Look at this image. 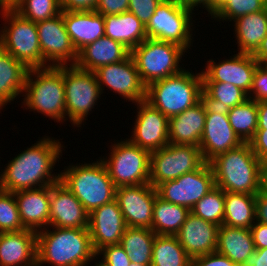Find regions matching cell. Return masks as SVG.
<instances>
[{"label": "cell", "mask_w": 267, "mask_h": 266, "mask_svg": "<svg viewBox=\"0 0 267 266\" xmlns=\"http://www.w3.org/2000/svg\"><path fill=\"white\" fill-rule=\"evenodd\" d=\"M262 190L267 193V165L262 168Z\"/></svg>", "instance_id": "55"}, {"label": "cell", "mask_w": 267, "mask_h": 266, "mask_svg": "<svg viewBox=\"0 0 267 266\" xmlns=\"http://www.w3.org/2000/svg\"><path fill=\"white\" fill-rule=\"evenodd\" d=\"M207 103L204 99L181 114L169 118V143L199 147L206 121Z\"/></svg>", "instance_id": "25"}, {"label": "cell", "mask_w": 267, "mask_h": 266, "mask_svg": "<svg viewBox=\"0 0 267 266\" xmlns=\"http://www.w3.org/2000/svg\"><path fill=\"white\" fill-rule=\"evenodd\" d=\"M202 99V73L191 69H183L146 87V101L168 118L181 114Z\"/></svg>", "instance_id": "5"}, {"label": "cell", "mask_w": 267, "mask_h": 266, "mask_svg": "<svg viewBox=\"0 0 267 266\" xmlns=\"http://www.w3.org/2000/svg\"><path fill=\"white\" fill-rule=\"evenodd\" d=\"M225 192L215 187L203 196L190 210L192 214L218 226L223 225Z\"/></svg>", "instance_id": "38"}, {"label": "cell", "mask_w": 267, "mask_h": 266, "mask_svg": "<svg viewBox=\"0 0 267 266\" xmlns=\"http://www.w3.org/2000/svg\"><path fill=\"white\" fill-rule=\"evenodd\" d=\"M191 262L176 236H155L151 266H188Z\"/></svg>", "instance_id": "35"}, {"label": "cell", "mask_w": 267, "mask_h": 266, "mask_svg": "<svg viewBox=\"0 0 267 266\" xmlns=\"http://www.w3.org/2000/svg\"><path fill=\"white\" fill-rule=\"evenodd\" d=\"M188 266H196L193 262H191Z\"/></svg>", "instance_id": "63"}, {"label": "cell", "mask_w": 267, "mask_h": 266, "mask_svg": "<svg viewBox=\"0 0 267 266\" xmlns=\"http://www.w3.org/2000/svg\"><path fill=\"white\" fill-rule=\"evenodd\" d=\"M43 67L75 65L78 52L74 48L63 20V11L54 18L36 22Z\"/></svg>", "instance_id": "14"}, {"label": "cell", "mask_w": 267, "mask_h": 266, "mask_svg": "<svg viewBox=\"0 0 267 266\" xmlns=\"http://www.w3.org/2000/svg\"><path fill=\"white\" fill-rule=\"evenodd\" d=\"M260 65L267 69V58Z\"/></svg>", "instance_id": "61"}, {"label": "cell", "mask_w": 267, "mask_h": 266, "mask_svg": "<svg viewBox=\"0 0 267 266\" xmlns=\"http://www.w3.org/2000/svg\"><path fill=\"white\" fill-rule=\"evenodd\" d=\"M196 266H237L228 257L218 252L201 255L192 259Z\"/></svg>", "instance_id": "47"}, {"label": "cell", "mask_w": 267, "mask_h": 266, "mask_svg": "<svg viewBox=\"0 0 267 266\" xmlns=\"http://www.w3.org/2000/svg\"><path fill=\"white\" fill-rule=\"evenodd\" d=\"M155 236L151 229L127 226L120 245L129 255L131 262L151 266Z\"/></svg>", "instance_id": "34"}, {"label": "cell", "mask_w": 267, "mask_h": 266, "mask_svg": "<svg viewBox=\"0 0 267 266\" xmlns=\"http://www.w3.org/2000/svg\"><path fill=\"white\" fill-rule=\"evenodd\" d=\"M68 164L60 172V182L69 189L90 213L115 199L116 187L101 159L91 163Z\"/></svg>", "instance_id": "6"}, {"label": "cell", "mask_w": 267, "mask_h": 266, "mask_svg": "<svg viewBox=\"0 0 267 266\" xmlns=\"http://www.w3.org/2000/svg\"><path fill=\"white\" fill-rule=\"evenodd\" d=\"M113 142L109 155L98 158L105 164L114 186L150 183L151 152L132 144L127 137Z\"/></svg>", "instance_id": "9"}, {"label": "cell", "mask_w": 267, "mask_h": 266, "mask_svg": "<svg viewBox=\"0 0 267 266\" xmlns=\"http://www.w3.org/2000/svg\"><path fill=\"white\" fill-rule=\"evenodd\" d=\"M216 187L214 173L209 163L204 162L193 172L185 173L175 180L162 182L156 187L163 200L187 207L189 210L207 193Z\"/></svg>", "instance_id": "13"}, {"label": "cell", "mask_w": 267, "mask_h": 266, "mask_svg": "<svg viewBox=\"0 0 267 266\" xmlns=\"http://www.w3.org/2000/svg\"><path fill=\"white\" fill-rule=\"evenodd\" d=\"M185 8L197 11L199 8L206 10L207 15L212 16L214 13V0H178ZM198 8V9H197ZM195 9V10H194Z\"/></svg>", "instance_id": "51"}, {"label": "cell", "mask_w": 267, "mask_h": 266, "mask_svg": "<svg viewBox=\"0 0 267 266\" xmlns=\"http://www.w3.org/2000/svg\"><path fill=\"white\" fill-rule=\"evenodd\" d=\"M36 252L37 266H89L96 256L88 228L39 230Z\"/></svg>", "instance_id": "2"}, {"label": "cell", "mask_w": 267, "mask_h": 266, "mask_svg": "<svg viewBox=\"0 0 267 266\" xmlns=\"http://www.w3.org/2000/svg\"><path fill=\"white\" fill-rule=\"evenodd\" d=\"M56 139L44 135L9 160L0 172V190L13 193L59 182L60 173L53 170L62 158L65 146Z\"/></svg>", "instance_id": "1"}, {"label": "cell", "mask_w": 267, "mask_h": 266, "mask_svg": "<svg viewBox=\"0 0 267 266\" xmlns=\"http://www.w3.org/2000/svg\"><path fill=\"white\" fill-rule=\"evenodd\" d=\"M129 0H98L95 11L104 15H118L127 12Z\"/></svg>", "instance_id": "45"}, {"label": "cell", "mask_w": 267, "mask_h": 266, "mask_svg": "<svg viewBox=\"0 0 267 266\" xmlns=\"http://www.w3.org/2000/svg\"><path fill=\"white\" fill-rule=\"evenodd\" d=\"M248 143L262 165H267V130H256Z\"/></svg>", "instance_id": "46"}, {"label": "cell", "mask_w": 267, "mask_h": 266, "mask_svg": "<svg viewBox=\"0 0 267 266\" xmlns=\"http://www.w3.org/2000/svg\"><path fill=\"white\" fill-rule=\"evenodd\" d=\"M126 227L116 199L92 210L88 230L94 251L107 245L120 244Z\"/></svg>", "instance_id": "20"}, {"label": "cell", "mask_w": 267, "mask_h": 266, "mask_svg": "<svg viewBox=\"0 0 267 266\" xmlns=\"http://www.w3.org/2000/svg\"><path fill=\"white\" fill-rule=\"evenodd\" d=\"M203 163L199 147L169 143L151 152L150 184L156 188L162 182L195 171Z\"/></svg>", "instance_id": "12"}, {"label": "cell", "mask_w": 267, "mask_h": 266, "mask_svg": "<svg viewBox=\"0 0 267 266\" xmlns=\"http://www.w3.org/2000/svg\"><path fill=\"white\" fill-rule=\"evenodd\" d=\"M13 193L18 204L21 222L26 229L38 232L49 227L50 186Z\"/></svg>", "instance_id": "24"}, {"label": "cell", "mask_w": 267, "mask_h": 266, "mask_svg": "<svg viewBox=\"0 0 267 266\" xmlns=\"http://www.w3.org/2000/svg\"><path fill=\"white\" fill-rule=\"evenodd\" d=\"M225 0H214V12L216 10V8Z\"/></svg>", "instance_id": "57"}, {"label": "cell", "mask_w": 267, "mask_h": 266, "mask_svg": "<svg viewBox=\"0 0 267 266\" xmlns=\"http://www.w3.org/2000/svg\"><path fill=\"white\" fill-rule=\"evenodd\" d=\"M98 0H60L62 11H92Z\"/></svg>", "instance_id": "48"}, {"label": "cell", "mask_w": 267, "mask_h": 266, "mask_svg": "<svg viewBox=\"0 0 267 266\" xmlns=\"http://www.w3.org/2000/svg\"><path fill=\"white\" fill-rule=\"evenodd\" d=\"M264 10L267 12V0H265V3H264Z\"/></svg>", "instance_id": "62"}, {"label": "cell", "mask_w": 267, "mask_h": 266, "mask_svg": "<svg viewBox=\"0 0 267 266\" xmlns=\"http://www.w3.org/2000/svg\"><path fill=\"white\" fill-rule=\"evenodd\" d=\"M255 249L267 248V224L255 222L250 228Z\"/></svg>", "instance_id": "49"}, {"label": "cell", "mask_w": 267, "mask_h": 266, "mask_svg": "<svg viewBox=\"0 0 267 266\" xmlns=\"http://www.w3.org/2000/svg\"><path fill=\"white\" fill-rule=\"evenodd\" d=\"M223 61L215 59L206 61L205 69L201 70L203 82L230 83L249 95L255 70L259 63L253 54L238 53Z\"/></svg>", "instance_id": "19"}, {"label": "cell", "mask_w": 267, "mask_h": 266, "mask_svg": "<svg viewBox=\"0 0 267 266\" xmlns=\"http://www.w3.org/2000/svg\"><path fill=\"white\" fill-rule=\"evenodd\" d=\"M257 130H267V100L258 102Z\"/></svg>", "instance_id": "53"}, {"label": "cell", "mask_w": 267, "mask_h": 266, "mask_svg": "<svg viewBox=\"0 0 267 266\" xmlns=\"http://www.w3.org/2000/svg\"><path fill=\"white\" fill-rule=\"evenodd\" d=\"M256 222L267 224V193L262 189L255 197Z\"/></svg>", "instance_id": "50"}, {"label": "cell", "mask_w": 267, "mask_h": 266, "mask_svg": "<svg viewBox=\"0 0 267 266\" xmlns=\"http://www.w3.org/2000/svg\"><path fill=\"white\" fill-rule=\"evenodd\" d=\"M183 47L152 38L145 39L130 51L140 80L147 87L150 83L165 79L181 72L182 57H185ZM182 60V61H181ZM181 63V64H180Z\"/></svg>", "instance_id": "8"}, {"label": "cell", "mask_w": 267, "mask_h": 266, "mask_svg": "<svg viewBox=\"0 0 267 266\" xmlns=\"http://www.w3.org/2000/svg\"><path fill=\"white\" fill-rule=\"evenodd\" d=\"M232 23L238 53L254 54L267 35V12L262 10L247 14Z\"/></svg>", "instance_id": "31"}, {"label": "cell", "mask_w": 267, "mask_h": 266, "mask_svg": "<svg viewBox=\"0 0 267 266\" xmlns=\"http://www.w3.org/2000/svg\"><path fill=\"white\" fill-rule=\"evenodd\" d=\"M24 229L14 193L0 190V233Z\"/></svg>", "instance_id": "41"}, {"label": "cell", "mask_w": 267, "mask_h": 266, "mask_svg": "<svg viewBox=\"0 0 267 266\" xmlns=\"http://www.w3.org/2000/svg\"><path fill=\"white\" fill-rule=\"evenodd\" d=\"M203 99L207 104L227 111L247 100L248 95L230 83L203 82Z\"/></svg>", "instance_id": "37"}, {"label": "cell", "mask_w": 267, "mask_h": 266, "mask_svg": "<svg viewBox=\"0 0 267 266\" xmlns=\"http://www.w3.org/2000/svg\"><path fill=\"white\" fill-rule=\"evenodd\" d=\"M96 256L108 266H129L131 262L120 244L104 246L96 252Z\"/></svg>", "instance_id": "42"}, {"label": "cell", "mask_w": 267, "mask_h": 266, "mask_svg": "<svg viewBox=\"0 0 267 266\" xmlns=\"http://www.w3.org/2000/svg\"><path fill=\"white\" fill-rule=\"evenodd\" d=\"M253 56L259 64H261L267 58V35Z\"/></svg>", "instance_id": "54"}, {"label": "cell", "mask_w": 267, "mask_h": 266, "mask_svg": "<svg viewBox=\"0 0 267 266\" xmlns=\"http://www.w3.org/2000/svg\"><path fill=\"white\" fill-rule=\"evenodd\" d=\"M193 14L194 11L185 8L178 0H162L146 25L147 38L174 43L189 52L196 23Z\"/></svg>", "instance_id": "11"}, {"label": "cell", "mask_w": 267, "mask_h": 266, "mask_svg": "<svg viewBox=\"0 0 267 266\" xmlns=\"http://www.w3.org/2000/svg\"><path fill=\"white\" fill-rule=\"evenodd\" d=\"M129 55L130 50L121 42L104 35L78 52L75 65L81 69L94 72L101 66L123 61Z\"/></svg>", "instance_id": "27"}, {"label": "cell", "mask_w": 267, "mask_h": 266, "mask_svg": "<svg viewBox=\"0 0 267 266\" xmlns=\"http://www.w3.org/2000/svg\"><path fill=\"white\" fill-rule=\"evenodd\" d=\"M243 142L233 131L226 110L207 104L206 121L199 145L204 162L239 147Z\"/></svg>", "instance_id": "18"}, {"label": "cell", "mask_w": 267, "mask_h": 266, "mask_svg": "<svg viewBox=\"0 0 267 266\" xmlns=\"http://www.w3.org/2000/svg\"><path fill=\"white\" fill-rule=\"evenodd\" d=\"M248 98L256 102L267 100V69L260 64L255 70L253 84Z\"/></svg>", "instance_id": "44"}, {"label": "cell", "mask_w": 267, "mask_h": 266, "mask_svg": "<svg viewBox=\"0 0 267 266\" xmlns=\"http://www.w3.org/2000/svg\"><path fill=\"white\" fill-rule=\"evenodd\" d=\"M264 3L265 0H225L216 8L211 18L215 22L232 23L241 16L264 10Z\"/></svg>", "instance_id": "40"}, {"label": "cell", "mask_w": 267, "mask_h": 266, "mask_svg": "<svg viewBox=\"0 0 267 266\" xmlns=\"http://www.w3.org/2000/svg\"><path fill=\"white\" fill-rule=\"evenodd\" d=\"M255 197L251 194L225 192L223 224L250 229L256 222Z\"/></svg>", "instance_id": "33"}, {"label": "cell", "mask_w": 267, "mask_h": 266, "mask_svg": "<svg viewBox=\"0 0 267 266\" xmlns=\"http://www.w3.org/2000/svg\"><path fill=\"white\" fill-rule=\"evenodd\" d=\"M22 97L23 109L41 113L55 123L64 124L67 117L63 65L30 68Z\"/></svg>", "instance_id": "4"}, {"label": "cell", "mask_w": 267, "mask_h": 266, "mask_svg": "<svg viewBox=\"0 0 267 266\" xmlns=\"http://www.w3.org/2000/svg\"><path fill=\"white\" fill-rule=\"evenodd\" d=\"M243 266H267V248L255 249Z\"/></svg>", "instance_id": "52"}, {"label": "cell", "mask_w": 267, "mask_h": 266, "mask_svg": "<svg viewBox=\"0 0 267 266\" xmlns=\"http://www.w3.org/2000/svg\"><path fill=\"white\" fill-rule=\"evenodd\" d=\"M216 252L228 257L237 266H243L246 259L255 252L250 229L219 226Z\"/></svg>", "instance_id": "29"}, {"label": "cell", "mask_w": 267, "mask_h": 266, "mask_svg": "<svg viewBox=\"0 0 267 266\" xmlns=\"http://www.w3.org/2000/svg\"><path fill=\"white\" fill-rule=\"evenodd\" d=\"M15 1H17V0H7V7L12 6Z\"/></svg>", "instance_id": "59"}, {"label": "cell", "mask_w": 267, "mask_h": 266, "mask_svg": "<svg viewBox=\"0 0 267 266\" xmlns=\"http://www.w3.org/2000/svg\"><path fill=\"white\" fill-rule=\"evenodd\" d=\"M105 36L121 42L130 51L147 39L146 25L133 13L104 15Z\"/></svg>", "instance_id": "30"}, {"label": "cell", "mask_w": 267, "mask_h": 266, "mask_svg": "<svg viewBox=\"0 0 267 266\" xmlns=\"http://www.w3.org/2000/svg\"><path fill=\"white\" fill-rule=\"evenodd\" d=\"M63 20L77 52L105 35L104 16L95 10L63 11Z\"/></svg>", "instance_id": "26"}, {"label": "cell", "mask_w": 267, "mask_h": 266, "mask_svg": "<svg viewBox=\"0 0 267 266\" xmlns=\"http://www.w3.org/2000/svg\"><path fill=\"white\" fill-rule=\"evenodd\" d=\"M162 0H129L128 11L137 16L140 21L147 25L154 15L156 7Z\"/></svg>", "instance_id": "43"}, {"label": "cell", "mask_w": 267, "mask_h": 266, "mask_svg": "<svg viewBox=\"0 0 267 266\" xmlns=\"http://www.w3.org/2000/svg\"><path fill=\"white\" fill-rule=\"evenodd\" d=\"M0 7H7V0H0Z\"/></svg>", "instance_id": "58"}, {"label": "cell", "mask_w": 267, "mask_h": 266, "mask_svg": "<svg viewBox=\"0 0 267 266\" xmlns=\"http://www.w3.org/2000/svg\"><path fill=\"white\" fill-rule=\"evenodd\" d=\"M189 213L187 207L167 202L157 195L153 205L151 230L156 235L175 236Z\"/></svg>", "instance_id": "32"}, {"label": "cell", "mask_w": 267, "mask_h": 266, "mask_svg": "<svg viewBox=\"0 0 267 266\" xmlns=\"http://www.w3.org/2000/svg\"><path fill=\"white\" fill-rule=\"evenodd\" d=\"M129 266H148V265H142V264H139V263L130 262Z\"/></svg>", "instance_id": "60"}, {"label": "cell", "mask_w": 267, "mask_h": 266, "mask_svg": "<svg viewBox=\"0 0 267 266\" xmlns=\"http://www.w3.org/2000/svg\"><path fill=\"white\" fill-rule=\"evenodd\" d=\"M137 114L128 140L149 152L169 144V118L146 100L136 104ZM130 137V138H129Z\"/></svg>", "instance_id": "16"}, {"label": "cell", "mask_w": 267, "mask_h": 266, "mask_svg": "<svg viewBox=\"0 0 267 266\" xmlns=\"http://www.w3.org/2000/svg\"><path fill=\"white\" fill-rule=\"evenodd\" d=\"M157 195L156 188L150 183L117 187L115 199L126 226L151 229Z\"/></svg>", "instance_id": "17"}, {"label": "cell", "mask_w": 267, "mask_h": 266, "mask_svg": "<svg viewBox=\"0 0 267 266\" xmlns=\"http://www.w3.org/2000/svg\"><path fill=\"white\" fill-rule=\"evenodd\" d=\"M29 68L0 47V109L23 96ZM21 94V95H20Z\"/></svg>", "instance_id": "28"}, {"label": "cell", "mask_w": 267, "mask_h": 266, "mask_svg": "<svg viewBox=\"0 0 267 266\" xmlns=\"http://www.w3.org/2000/svg\"><path fill=\"white\" fill-rule=\"evenodd\" d=\"M11 7L32 22L48 20L62 13L60 0H17Z\"/></svg>", "instance_id": "39"}, {"label": "cell", "mask_w": 267, "mask_h": 266, "mask_svg": "<svg viewBox=\"0 0 267 266\" xmlns=\"http://www.w3.org/2000/svg\"><path fill=\"white\" fill-rule=\"evenodd\" d=\"M209 164L216 187L224 192L256 195L262 189L263 165L249 143L217 155Z\"/></svg>", "instance_id": "3"}, {"label": "cell", "mask_w": 267, "mask_h": 266, "mask_svg": "<svg viewBox=\"0 0 267 266\" xmlns=\"http://www.w3.org/2000/svg\"><path fill=\"white\" fill-rule=\"evenodd\" d=\"M89 212L60 181L50 185L49 227L88 228Z\"/></svg>", "instance_id": "21"}, {"label": "cell", "mask_w": 267, "mask_h": 266, "mask_svg": "<svg viewBox=\"0 0 267 266\" xmlns=\"http://www.w3.org/2000/svg\"><path fill=\"white\" fill-rule=\"evenodd\" d=\"M98 261H97V260ZM95 262L92 260L91 263H95L94 265H91V266H108L107 264H105L103 261L99 260V257L95 256Z\"/></svg>", "instance_id": "56"}, {"label": "cell", "mask_w": 267, "mask_h": 266, "mask_svg": "<svg viewBox=\"0 0 267 266\" xmlns=\"http://www.w3.org/2000/svg\"><path fill=\"white\" fill-rule=\"evenodd\" d=\"M219 226L191 212L175 235L185 252L195 257L216 252Z\"/></svg>", "instance_id": "22"}, {"label": "cell", "mask_w": 267, "mask_h": 266, "mask_svg": "<svg viewBox=\"0 0 267 266\" xmlns=\"http://www.w3.org/2000/svg\"><path fill=\"white\" fill-rule=\"evenodd\" d=\"M63 80L67 121L79 130L101 98L100 86L95 72L76 65H63Z\"/></svg>", "instance_id": "10"}, {"label": "cell", "mask_w": 267, "mask_h": 266, "mask_svg": "<svg viewBox=\"0 0 267 266\" xmlns=\"http://www.w3.org/2000/svg\"><path fill=\"white\" fill-rule=\"evenodd\" d=\"M101 93L105 87L121 96L125 102L136 104L146 100V86L139 77L138 70L131 55L120 62L99 67L94 71Z\"/></svg>", "instance_id": "15"}, {"label": "cell", "mask_w": 267, "mask_h": 266, "mask_svg": "<svg viewBox=\"0 0 267 266\" xmlns=\"http://www.w3.org/2000/svg\"><path fill=\"white\" fill-rule=\"evenodd\" d=\"M0 47L29 69L43 67L36 22L24 18L11 6L0 7Z\"/></svg>", "instance_id": "7"}, {"label": "cell", "mask_w": 267, "mask_h": 266, "mask_svg": "<svg viewBox=\"0 0 267 266\" xmlns=\"http://www.w3.org/2000/svg\"><path fill=\"white\" fill-rule=\"evenodd\" d=\"M229 123L243 143H248L258 126V102L248 98L243 103L227 110Z\"/></svg>", "instance_id": "36"}, {"label": "cell", "mask_w": 267, "mask_h": 266, "mask_svg": "<svg viewBox=\"0 0 267 266\" xmlns=\"http://www.w3.org/2000/svg\"><path fill=\"white\" fill-rule=\"evenodd\" d=\"M37 232L0 233V266H37Z\"/></svg>", "instance_id": "23"}]
</instances>
